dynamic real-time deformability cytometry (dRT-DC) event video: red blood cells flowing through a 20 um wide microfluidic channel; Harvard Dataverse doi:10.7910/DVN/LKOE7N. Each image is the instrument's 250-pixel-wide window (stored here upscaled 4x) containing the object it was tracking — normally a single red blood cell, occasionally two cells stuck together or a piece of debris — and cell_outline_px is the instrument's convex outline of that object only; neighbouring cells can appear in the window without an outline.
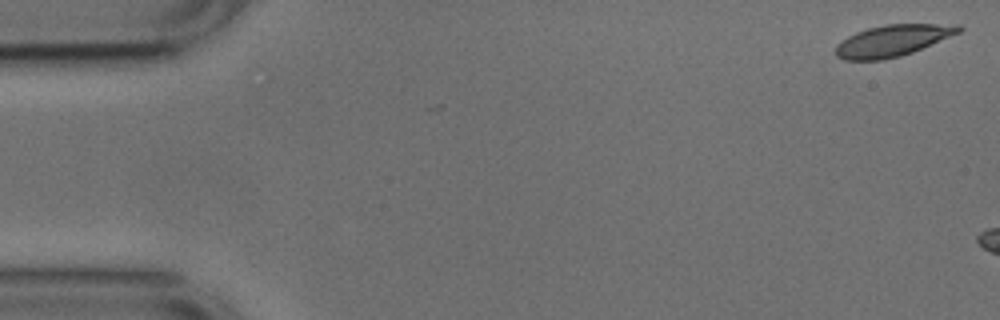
{"species": "common noctule bat (a hibernating species)", "species_latin": "Nyctalus noctula", "temperature_condition": "cold", "stored_images_in_passage": 13, "camera_frame_rate_fps": 3000, "um_per_image_px": 0.085, "animal": {"sex": "male", "body_mass_g": 17.9, "forearm_length_mm": 54.2}, "frame": {"image": 1, "passage_image": 1, "time_ms": 0.0, "image_size_px": [1000, 320], "cell_outline_px": [[964, 28], [960, 32], [912, 52], [900, 56], [880, 60], [844, 60], [836, 56], [836, 44], [848, 36], [856, 32], [868, 28], [884, 24], [960, 24]], "centroid_in_image_um": [75.86, 3.44], "position_along_channel_um": 9.1, "area_um2": 22.48}}
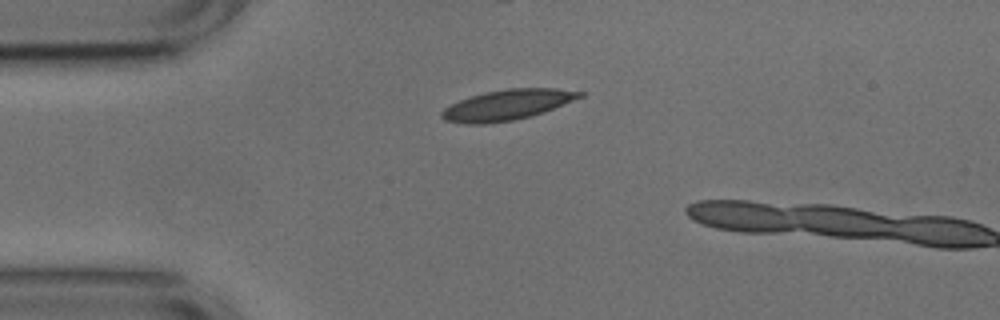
{"frame": {"image": 2, "passage_image": 12, "time_ms": 3.667, "image_size_px": [1000, 320], "cell_outline_px": [[584, 96], [544, 112], [532, 116], [512, 120], [484, 124], [464, 124], [444, 120], [440, 116], [440, 112], [444, 108], [460, 100], [484, 92], [508, 88], [556, 88], [584, 92]], "centroid_in_image_um": [43.11, 8.92], "position_along_channel_um": 41.9, "area_um2": 24.45}}